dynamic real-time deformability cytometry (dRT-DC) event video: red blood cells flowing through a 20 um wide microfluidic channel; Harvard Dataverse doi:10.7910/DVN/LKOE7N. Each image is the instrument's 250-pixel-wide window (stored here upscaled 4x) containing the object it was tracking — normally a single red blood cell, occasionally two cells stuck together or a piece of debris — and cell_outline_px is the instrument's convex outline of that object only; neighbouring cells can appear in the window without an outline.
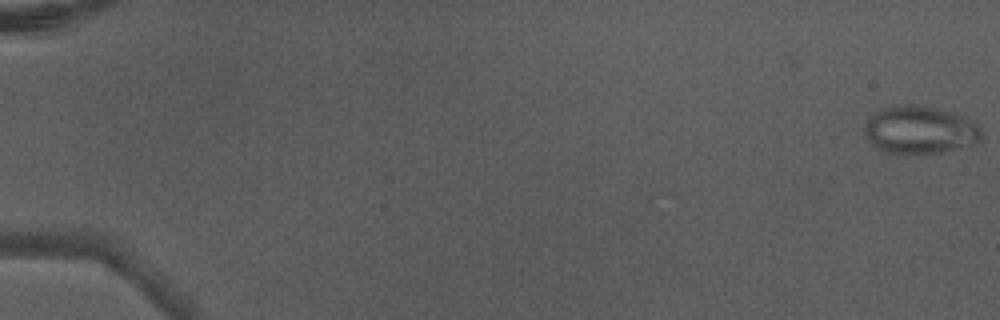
{"species": "Egyptian fruit bat (a non-hibernating species)", "species_latin": "Rousettus aegyptiacus", "temperature_condition": "warm", "stored_images_in_passage": 5, "camera_frame_rate_fps": 3000, "um_per_image_px": 0.085, "animal": {"sex": "male"}, "frame": {"image": 1, "passage_image": 1, "time_ms": 0.0, "image_size_px": [1000, 320], "cell_outline_px": [[980, 140], [972, 144], [940, 152], [888, 152], [868, 144], [864, 132], [864, 124], [880, 108], [892, 104], [920, 104], [936, 108], [964, 116], [976, 124], [980, 132]], "centroid_in_image_um": [78.12, 11.0], "position_along_channel_um": 6.9, "area_um2": 32.25}}